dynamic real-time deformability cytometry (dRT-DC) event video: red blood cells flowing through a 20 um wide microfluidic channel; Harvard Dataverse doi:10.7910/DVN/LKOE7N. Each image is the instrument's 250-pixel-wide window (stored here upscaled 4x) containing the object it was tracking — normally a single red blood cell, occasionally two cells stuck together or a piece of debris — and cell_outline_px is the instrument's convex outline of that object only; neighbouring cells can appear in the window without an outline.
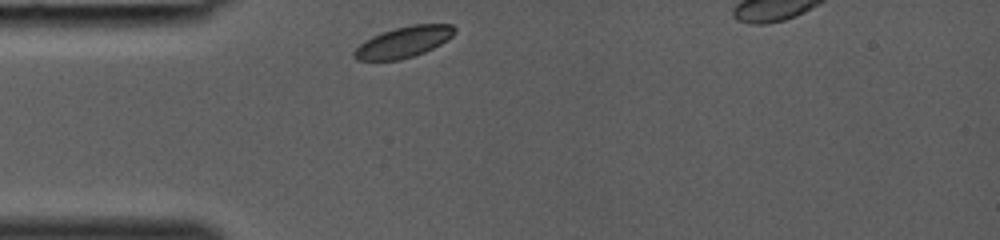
{"species": "common noctule bat (a hibernating species)", "species_latin": "Nyctalus noctula", "temperature_condition": "room temperature", "stored_images_in_passage": 24, "camera_frame_rate_fps": 3000, "um_per_image_px": 0.085, "animal": {"sex": "female", "body_mass_g": 19.0, "forearm_length_mm": 53.3}, "frame": {"image": 1, "passage_image": 1, "time_ms": 0.0, "image_size_px": [1000, 240], "cell_outline_px": [[456, 32], [448, 40], [424, 52], [400, 60], [356, 60], [352, 56], [352, 52], [364, 40], [372, 36], [396, 28], [412, 24], [452, 24], [456, 28]], "centroid_in_image_um": [34.3, 3.57], "position_along_channel_um": 50.7, "area_um2": 18.09}}
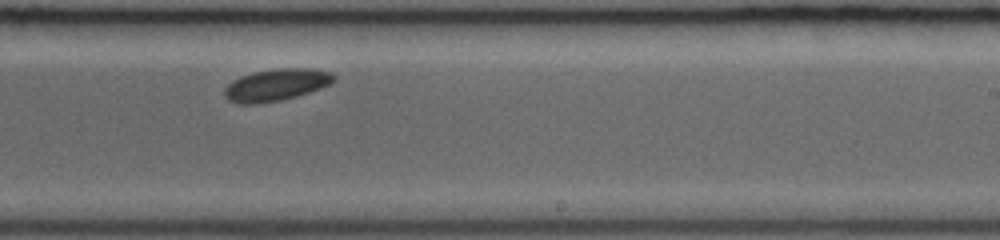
{"frame": {"image": 2, "passage_image": 15, "time_ms": 4.667, "image_size_px": [1000, 240], "cell_outline_px": [[336, 80], [320, 88], [296, 96], [280, 100], [256, 104], [240, 104], [228, 100], [224, 96], [224, 88], [232, 80], [240, 76], [252, 72], [276, 68], [312, 68], [332, 72], [336, 76]], "centroid_in_image_um": [23.46, 7.2], "position_along_channel_um": 265.5, "area_um2": 20.52}}
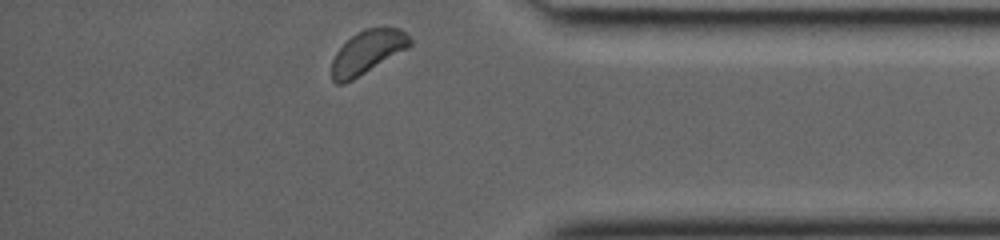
{"frame": {"image": 3, "passage_image": 24, "time_ms": 7.667, "image_size_px": [1000, 240], "cell_outline_px": [[412, 44], [408, 48], [352, 80], [344, 84], [336, 84], [332, 80], [332, 60], [336, 52], [356, 32], [364, 28], [400, 28], [412, 40]], "centroid_in_image_um": [31.22, 4.43], "position_along_channel_um": 404.0, "area_um2": 19.54}}